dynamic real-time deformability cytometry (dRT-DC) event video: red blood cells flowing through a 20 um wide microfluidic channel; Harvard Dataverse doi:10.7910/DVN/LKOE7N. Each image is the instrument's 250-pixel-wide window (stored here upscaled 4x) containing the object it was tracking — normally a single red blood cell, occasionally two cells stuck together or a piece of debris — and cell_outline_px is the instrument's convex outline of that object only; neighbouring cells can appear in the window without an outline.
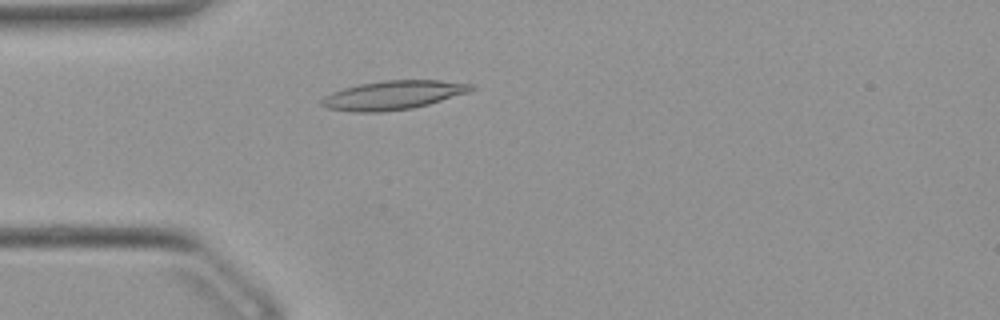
{"species": "Egyptian fruit bat (a non-hibernating species)", "species_latin": "Rousettus aegyptiacus", "temperature_condition": "warm", "stored_images_in_passage": 51, "camera_frame_rate_fps": 3000, "um_per_image_px": 0.085, "animal": {"sex": "female"}, "frame": {"image": 1, "passage_image": 14, "time_ms": 4.333, "image_size_px": [1000, 320], "cell_outline_px": [[476, 88], [468, 92], [428, 104], [412, 108], [380, 112], [352, 112], [328, 108], [320, 104], [320, 100], [324, 96], [332, 92], [344, 88], [360, 84], [384, 80], [440, 80], [476, 84]], "centroid_in_image_um": [33.42, 8.08], "position_along_channel_um": 51.6, "area_um2": 25.14}}
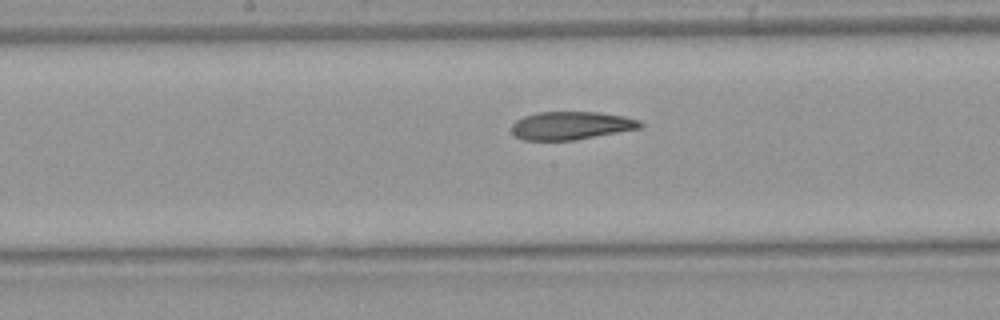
{"frame": {"image": 2, "passage_image": 26, "time_ms": 8.333, "image_size_px": [1000, 320], "cell_outline_px": [[644, 128], [572, 140], [524, 140], [516, 136], [512, 132], [512, 124], [516, 120], [524, 116], [536, 112], [596, 112], [624, 116], [640, 120], [644, 124]], "centroid_in_image_um": [48.58, 10.67], "position_along_channel_um": 199.6, "area_um2": 21.1}}
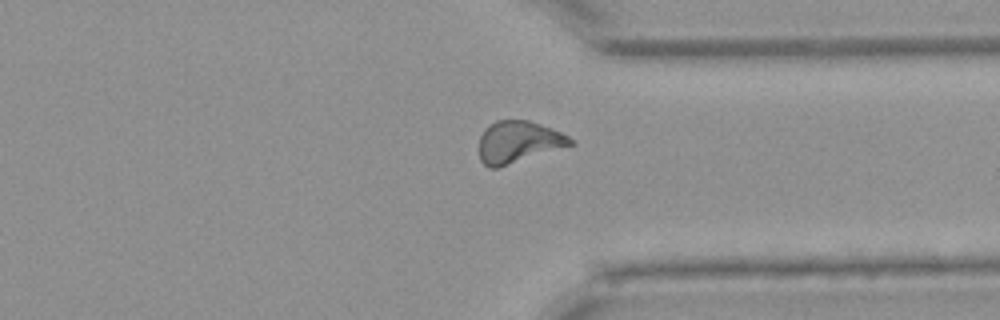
{"frame": {"image": 3, "passage_image": 39, "time_ms": 12.667, "image_size_px": [1000, 320], "cell_outline_px": [[576, 144], [496, 168], [488, 168], [480, 160], [480, 136], [484, 128], [488, 124], [496, 120], [528, 120], [552, 128], [568, 136]], "centroid_in_image_um": [44.05, 12.06], "position_along_channel_um": 367.4, "area_um2": 22.25}, "authors_computed_cell_mechanics": {"area_um2": 22.253, "velocity_mm_per_s": 3.9019, "shape_relaxation_time_tau1_ms": null, "shape_relaxation_time_tau2_ms": 3.8522, "deformation_change_tau1": null, "deformation_change_tau2": 0.1261}}